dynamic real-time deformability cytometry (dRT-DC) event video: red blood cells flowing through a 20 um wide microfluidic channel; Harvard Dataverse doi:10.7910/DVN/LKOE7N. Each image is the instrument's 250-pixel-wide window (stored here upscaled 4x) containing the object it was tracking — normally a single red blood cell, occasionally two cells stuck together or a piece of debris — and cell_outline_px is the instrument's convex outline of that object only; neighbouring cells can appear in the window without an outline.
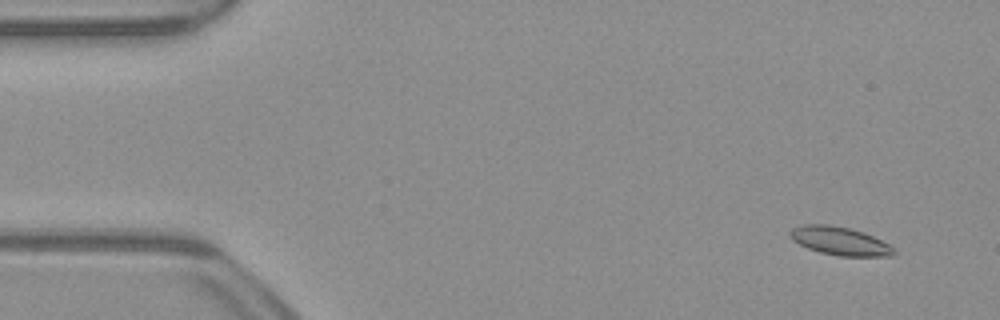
{"species": "common noctule bat (a hibernating species)", "species_latin": "Nyctalus noctula", "temperature_condition": "warm", "stored_images_in_passage": 14, "camera_frame_rate_fps": 3000, "um_per_image_px": 0.085, "animal": {"sex": "male", "body_mass_g": 23.1, "forearm_length_mm": 52.7}, "frame": {"image": 1, "passage_image": 3, "time_ms": 0.667, "image_size_px": [1000, 320], "cell_outline_px": [[896, 252], [892, 256], [840, 256], [820, 252], [808, 248], [792, 240], [788, 232], [792, 228], [804, 224], [828, 224], [848, 228], [864, 232], [896, 248]], "centroid_in_image_um": [71.38, 20.48], "position_along_channel_um": 13.6, "area_um2": 17.11}}